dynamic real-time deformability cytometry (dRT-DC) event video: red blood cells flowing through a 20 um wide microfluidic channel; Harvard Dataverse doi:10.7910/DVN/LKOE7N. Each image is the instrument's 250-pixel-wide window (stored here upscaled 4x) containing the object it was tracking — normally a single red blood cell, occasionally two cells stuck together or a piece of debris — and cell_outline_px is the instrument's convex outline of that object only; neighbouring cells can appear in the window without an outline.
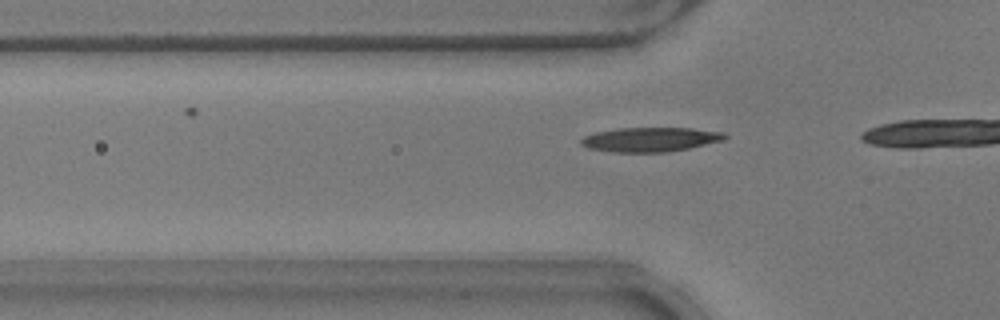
{"species": "common noctule bat (a hibernating species)", "species_latin": "Nyctalus noctula", "temperature_condition": "warm", "stored_images_in_passage": 6, "camera_frame_rate_fps": 3000, "um_per_image_px": 0.085, "animal": {"sex": "male", "body_mass_g": 17.9}, "frame": {"image": 1, "passage_image": 4, "time_ms": 1.0, "image_size_px": [1000, 320], "cell_outline_px": [[728, 136], [724, 140], [688, 148], [664, 152], [612, 152], [588, 148], [580, 144], [580, 140], [584, 136], [592, 132], [620, 128], [692, 128], [724, 132]], "centroid_in_image_um": [55.25, 11.85], "position_along_channel_um": 70.6, "area_um2": 20.46}}